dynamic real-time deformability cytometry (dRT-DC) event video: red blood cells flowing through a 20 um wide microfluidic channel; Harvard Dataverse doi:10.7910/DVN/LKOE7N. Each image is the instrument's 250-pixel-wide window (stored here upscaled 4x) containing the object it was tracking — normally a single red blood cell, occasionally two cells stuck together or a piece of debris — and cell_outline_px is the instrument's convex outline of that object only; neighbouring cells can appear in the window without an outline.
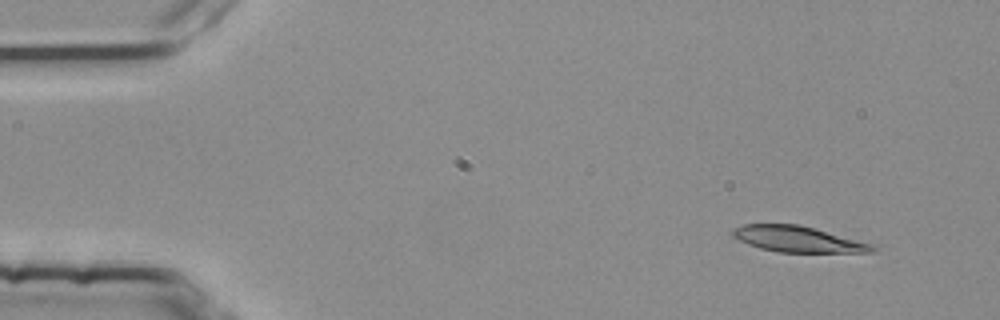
{"species": "common noctule bat (a hibernating species)", "species_latin": "Nyctalus noctula", "temperature_condition": "room temperature", "stored_images_in_passage": 4, "camera_frame_rate_fps": 3000, "um_per_image_px": 0.085, "animal": {"sex": "female", "body_mass_g": 25.1}, "frame": {"image": 1, "passage_image": 2, "time_ms": 0.333, "image_size_px": [1000, 320], "cell_outline_px": [[876, 252], [780, 252], [760, 248], [748, 244], [732, 236], [732, 228], [744, 224], [800, 224], [868, 244], [876, 248]], "centroid_in_image_um": [67.72, 20.32], "position_along_channel_um": 17.3, "area_um2": 20.58}}
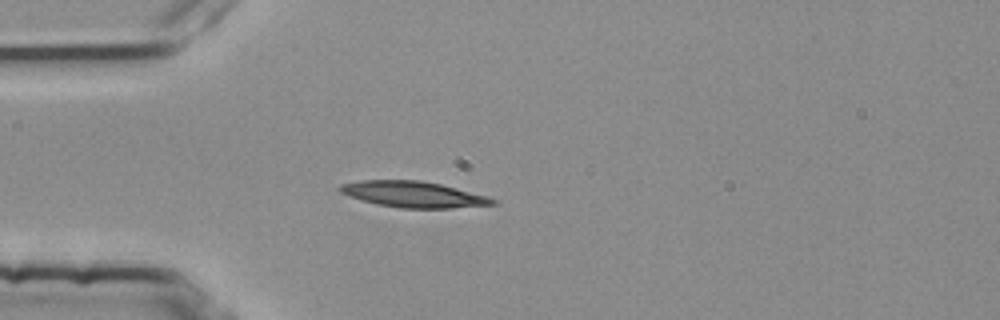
{"frame": {"image": 2, "passage_image": 4, "time_ms": 1.0, "image_size_px": [1000, 320], "cell_outline_px": [[496, 204], [448, 208], [400, 208], [376, 204], [340, 192], [336, 188], [340, 184], [360, 180], [420, 180], [440, 184], [488, 196], [496, 200]], "centroid_in_image_um": [35.11, 16.51], "position_along_channel_um": 49.9, "area_um2": 22.95}}